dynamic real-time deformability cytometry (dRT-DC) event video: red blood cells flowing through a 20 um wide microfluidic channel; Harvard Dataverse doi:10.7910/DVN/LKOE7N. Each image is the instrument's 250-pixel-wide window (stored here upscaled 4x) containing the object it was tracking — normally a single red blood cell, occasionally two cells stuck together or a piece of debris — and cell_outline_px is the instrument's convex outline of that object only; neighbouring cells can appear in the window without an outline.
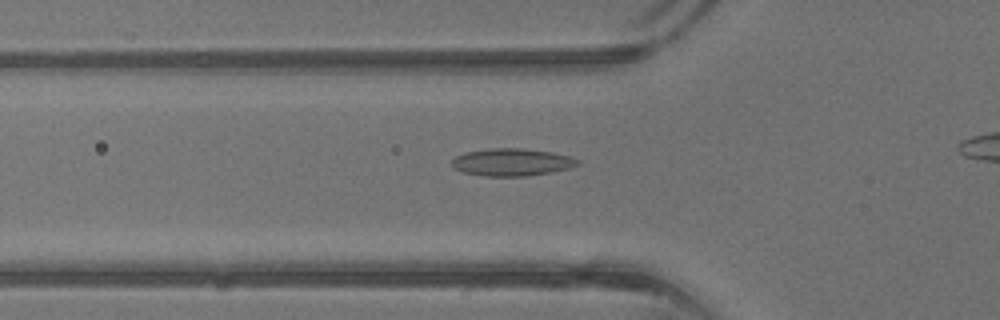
{"species": "common noctule bat (a hibernating species)", "species_latin": "Nyctalus noctula", "temperature_condition": "warm", "stored_images_in_passage": 29, "camera_frame_rate_fps": 3000, "um_per_image_px": 0.085, "animal": {"sex": "male", "body_mass_g": 13.3}, "frame": {"image": 1, "passage_image": 9, "time_ms": 2.667, "image_size_px": [1000, 320], "cell_outline_px": [[580, 164], [568, 168], [552, 172], [528, 176], [484, 176], [464, 172], [452, 168], [452, 160], [456, 156], [468, 152], [488, 148], [524, 148], [552, 152], [572, 156], [580, 160]], "centroid_in_image_um": [43.54, 13.78], "position_along_channel_um": 82.3, "area_um2": 20.23}}
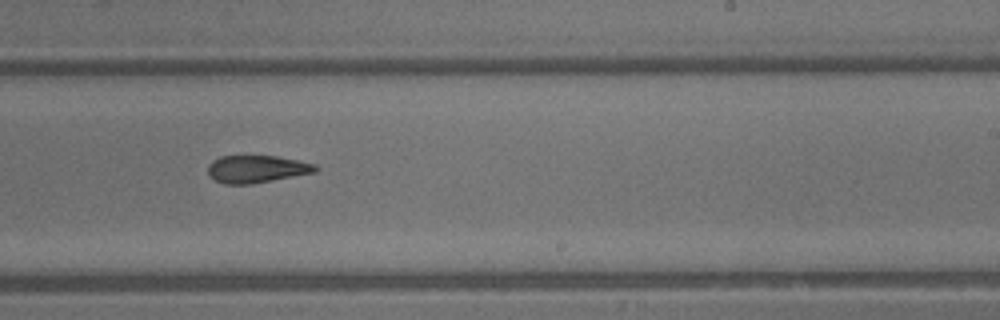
{"frame": {"image": 2, "passage_image": 20, "time_ms": 6.333, "image_size_px": [1000, 320], "cell_outline_px": [[320, 168], [316, 172], [252, 184], [224, 184], [216, 180], [208, 172], [208, 164], [212, 160], [220, 156], [276, 156], [300, 160], [316, 164]], "centroid_in_image_um": [21.86, 14.36], "position_along_channel_um": 267.1, "area_um2": 17.28}}
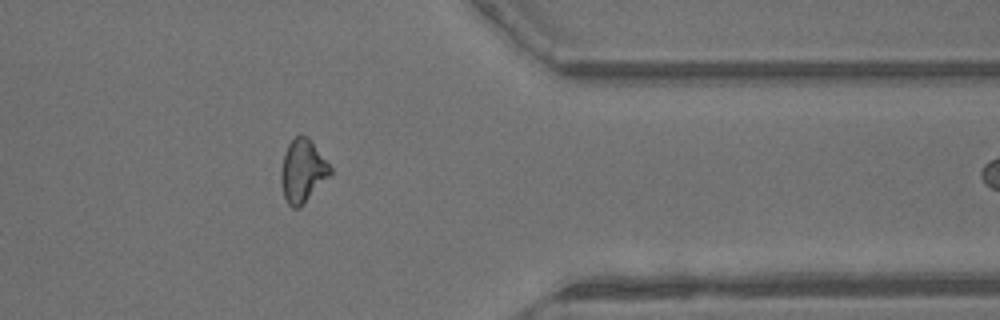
{"frame": {"image": 3, "passage_image": 28, "time_ms": 9.0, "image_size_px": [1000, 320], "cell_outline_px": [[332, 176], [300, 208], [292, 208], [288, 204], [284, 196], [280, 180], [280, 168], [284, 152], [288, 144], [300, 132], [308, 136], [332, 168]], "centroid_in_image_um": [25.73, 14.53], "position_along_channel_um": 385.7, "area_um2": 18.61}}